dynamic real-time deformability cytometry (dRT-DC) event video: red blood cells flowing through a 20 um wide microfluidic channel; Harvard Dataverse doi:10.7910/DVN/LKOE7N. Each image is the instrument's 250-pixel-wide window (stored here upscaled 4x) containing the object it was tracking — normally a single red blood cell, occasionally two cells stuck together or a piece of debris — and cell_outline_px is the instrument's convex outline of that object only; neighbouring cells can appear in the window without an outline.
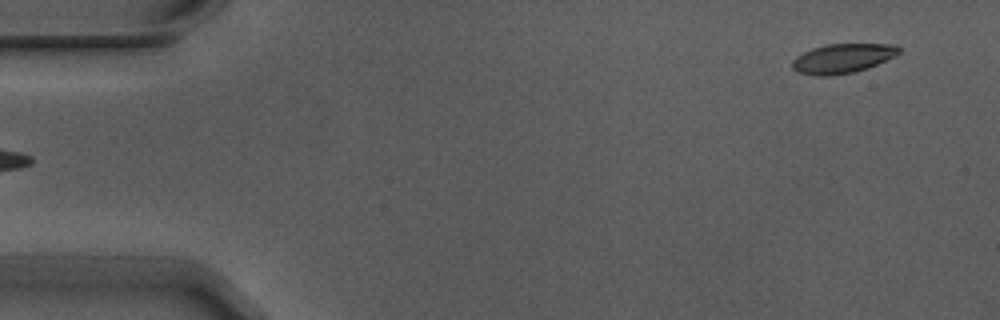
{"species": "Egyptian fruit bat (a non-hibernating species)", "species_latin": "Rousettus aegyptiacus", "temperature_condition": "warm", "stored_images_in_passage": 5, "camera_frame_rate_fps": 3000, "um_per_image_px": 0.085, "animal": {"sex": "male"}, "frame": {"image": 1, "passage_image": 5, "time_ms": 1.333, "image_size_px": [1000, 320], "cell_outline_px": [[900, 52], [896, 56], [868, 68], [852, 72], [828, 76], [816, 76], [796, 72], [792, 68], [792, 60], [796, 56], [812, 48], [828, 44], [896, 44], [900, 48]], "centroid_in_image_um": [71.61, 4.96], "position_along_channel_um": 13.4, "area_um2": 18.38}}